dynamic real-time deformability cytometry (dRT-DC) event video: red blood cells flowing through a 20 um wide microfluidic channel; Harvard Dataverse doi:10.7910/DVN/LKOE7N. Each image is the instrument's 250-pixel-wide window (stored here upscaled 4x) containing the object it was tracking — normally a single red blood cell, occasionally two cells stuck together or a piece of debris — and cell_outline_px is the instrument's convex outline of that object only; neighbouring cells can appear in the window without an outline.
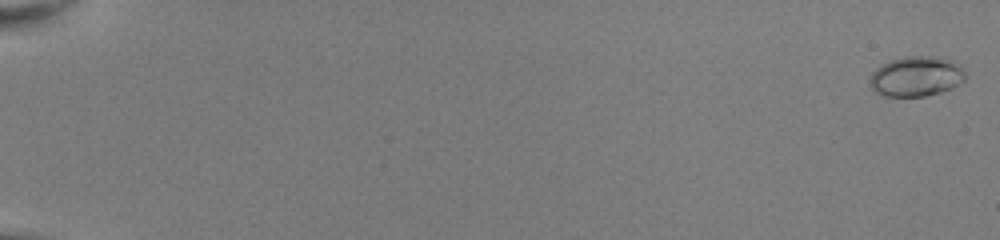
{"species": "common noctule bat (a hibernating species)", "species_latin": "Nyctalus noctula", "temperature_condition": "room temperature", "stored_images_in_passage": 53, "camera_frame_rate_fps": 3000, "um_per_image_px": 0.085, "animal": {"sex": "female", "body_mass_g": 22.0, "forearm_length_mm": 56.7}, "frame": {"image": 1, "passage_image": 1, "time_ms": 0.0, "image_size_px": [1000, 240], "cell_outline_px": [[964, 80], [960, 84], [952, 88], [940, 92], [924, 96], [884, 96], [876, 92], [872, 88], [868, 80], [872, 72], [876, 68], [892, 60], [904, 56], [932, 56], [952, 60], [960, 64], [964, 72]], "centroid_in_image_um": [77.88, 6.49], "position_along_channel_um": 7.1, "area_um2": 22.31}}
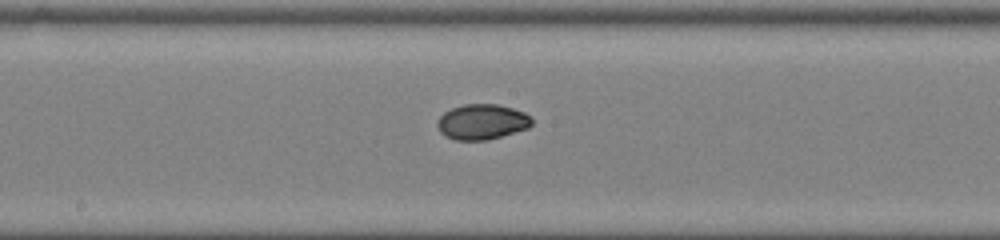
{"frame": {"image": 2, "passage_image": 31, "time_ms": 10.0, "image_size_px": [1000, 240], "cell_outline_px": [[532, 124], [528, 128], [488, 140], [456, 140], [444, 136], [440, 132], [436, 124], [440, 116], [444, 112], [452, 108], [464, 104], [496, 104], [512, 108], [524, 112], [532, 120]], "centroid_in_image_um": [40.94, 10.36], "position_along_channel_um": 207.3, "area_um2": 19.42}}
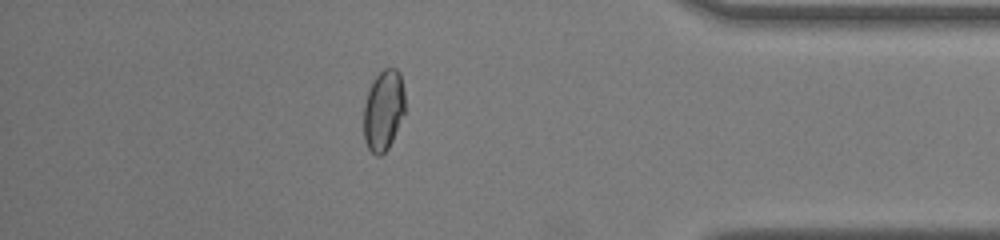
{"frame": {"image": 3, "passage_image": 47, "time_ms": 15.333, "image_size_px": [1000, 240], "cell_outline_px": [[404, 112], [392, 140], [388, 148], [380, 156], [376, 156], [368, 148], [364, 140], [364, 104], [368, 92], [376, 76], [384, 68], [396, 68], [400, 72], [404, 92]], "centroid_in_image_um": [32.59, 9.37], "position_along_channel_um": 402.6, "area_um2": 19.19}, "authors_computed_cell_mechanics": {"area_um2": 19.7098, "velocity_mm_per_s": 4.0667, "shape_relaxation_time_tau1_ms": 10.4018, "shape_relaxation_time_tau2_ms": 1.3967, "deformation_change_tau1": 0.2333, "deformation_change_tau2": 0.0278}}